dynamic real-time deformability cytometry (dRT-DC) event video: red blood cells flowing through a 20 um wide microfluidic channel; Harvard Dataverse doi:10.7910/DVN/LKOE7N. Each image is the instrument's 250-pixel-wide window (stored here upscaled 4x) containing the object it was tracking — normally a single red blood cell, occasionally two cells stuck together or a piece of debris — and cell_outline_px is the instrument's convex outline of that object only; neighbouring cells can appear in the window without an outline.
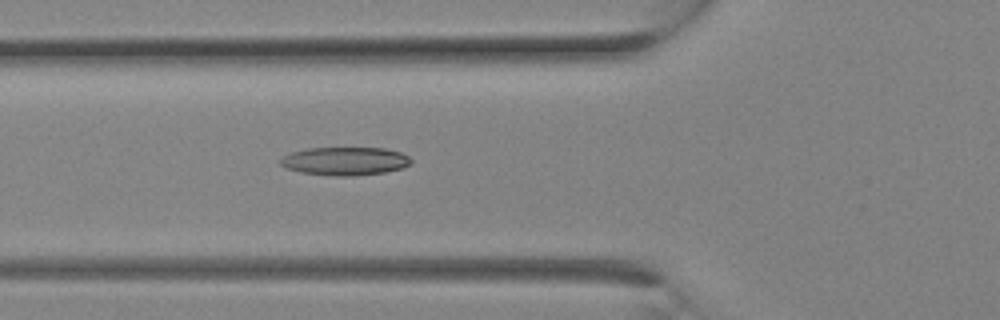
{"species": "Egyptian fruit bat (a non-hibernating species)", "species_latin": "Rousettus aegyptiacus", "temperature_condition": "room temperature", "stored_images_in_passage": 10, "camera_frame_rate_fps": 3000, "um_per_image_px": 0.085, "animal": {"sex": "female"}, "frame": {"image": 1, "passage_image": 10, "time_ms": 3.0, "image_size_px": [1000, 320], "cell_outline_px": [[412, 164], [400, 168], [384, 172], [352, 176], [336, 176], [300, 172], [288, 168], [280, 164], [280, 160], [284, 156], [292, 152], [308, 148], [384, 148], [400, 152], [408, 156], [412, 160]], "centroid_in_image_um": [29.34, 13.69], "position_along_channel_um": 96.5, "area_um2": 21.33}}